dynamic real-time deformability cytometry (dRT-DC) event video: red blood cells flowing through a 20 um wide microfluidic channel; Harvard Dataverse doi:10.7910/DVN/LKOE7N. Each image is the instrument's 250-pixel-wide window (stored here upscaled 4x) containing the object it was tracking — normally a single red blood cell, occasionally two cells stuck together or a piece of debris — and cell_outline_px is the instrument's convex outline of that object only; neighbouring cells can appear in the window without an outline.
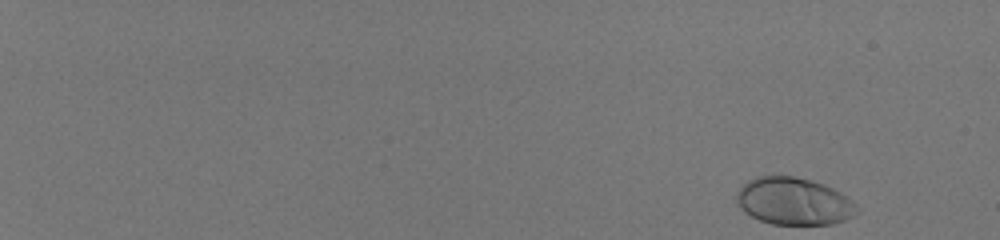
{"species": "human", "species_latin": "Homo sapiens", "temperature_condition": "room temperature", "stored_images_in_passage": 53, "camera_frame_rate_fps": 3000, "um_per_image_px": 0.085, "donor": {"sex": "male"}, "frame": {"image": 1, "passage_image": 1, "time_ms": 0.0, "image_size_px": [1000, 240], "cell_outline_px": [[860, 212], [856, 216], [832, 224], [772, 224], [760, 220], [744, 212], [736, 204], [736, 192], [748, 180], [756, 176], [772, 172], [812, 180], [824, 184], [840, 192], [852, 200], [860, 208]], "centroid_in_image_um": [67.47, 17.08], "position_along_channel_um": 17.5, "area_um2": 33.99}}
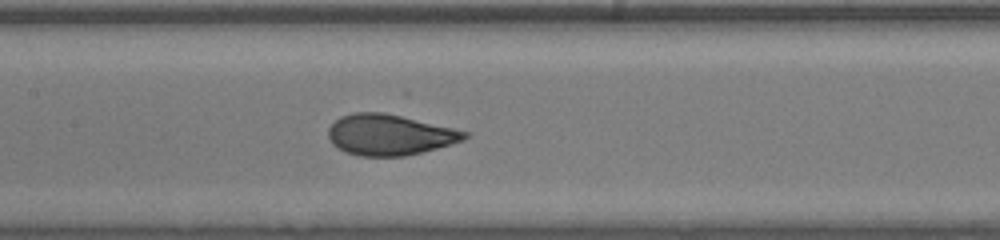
{"frame": {"image": 2, "passage_image": 30, "time_ms": 9.667, "image_size_px": [1000, 240], "cell_outline_px": [[468, 136], [464, 140], [436, 148], [404, 156], [360, 156], [344, 152], [332, 144], [328, 136], [328, 128], [340, 116], [352, 112], [380, 112], [400, 116], [452, 128], [468, 132]], "centroid_in_image_um": [33.05, 11.46], "position_along_channel_um": 174.3, "area_um2": 32.08}}
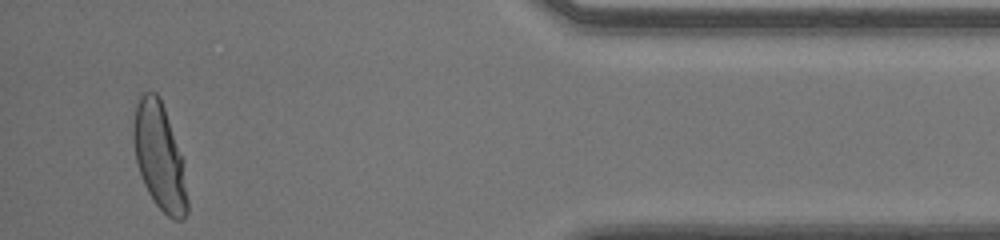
{"frame": {"image": 3, "passage_image": 51, "time_ms": 16.667, "image_size_px": [1000, 240], "cell_outline_px": [[188, 212], [180, 220], [172, 220], [156, 204], [148, 192], [144, 184], [136, 160], [132, 140], [132, 124], [136, 96], [140, 92], [156, 92], [160, 96], [184, 160], [188, 200]], "centroid_in_image_um": [13.54, 13.24], "position_along_channel_um": 421.7, "area_um2": 34.22}, "authors_computed_cell_mechanics": {"area_um2": 32.3102, "velocity_mm_per_s": 4.0576, "shape_relaxation_time_tau1_ms": 3.1418, "shape_relaxation_time_tau2_ms": null, "deformation_change_tau1": 0.178, "deformation_change_tau2": null}}